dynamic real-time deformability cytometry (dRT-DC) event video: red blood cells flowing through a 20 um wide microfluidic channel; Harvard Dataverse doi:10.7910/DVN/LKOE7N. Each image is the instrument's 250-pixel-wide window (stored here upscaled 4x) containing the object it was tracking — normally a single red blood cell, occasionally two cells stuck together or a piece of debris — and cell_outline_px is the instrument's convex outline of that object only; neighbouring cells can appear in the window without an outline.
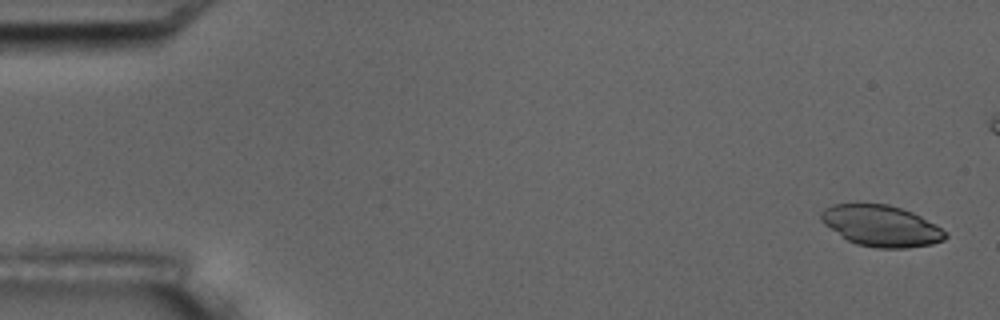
{"species": "common noctule bat (a hibernating species)", "species_latin": "Nyctalus noctula", "temperature_condition": "room temperature", "stored_images_in_passage": 17, "camera_frame_rate_fps": 3000, "um_per_image_px": 0.085, "animal": {"sex": "male", "body_mass_g": 17.5, "forearm_length_mm": 52.3}, "frame": {"image": 1, "passage_image": 1, "time_ms": 0.0, "image_size_px": [1000, 320], "cell_outline_px": [[948, 236], [944, 240], [932, 244], [908, 248], [876, 248], [856, 244], [848, 240], [824, 224], [820, 220], [820, 212], [824, 208], [832, 204], [856, 200], [888, 204], [912, 212], [920, 216], [940, 228]], "centroid_in_image_um": [74.82, 19.15], "position_along_channel_um": 10.2, "area_um2": 30.4}}